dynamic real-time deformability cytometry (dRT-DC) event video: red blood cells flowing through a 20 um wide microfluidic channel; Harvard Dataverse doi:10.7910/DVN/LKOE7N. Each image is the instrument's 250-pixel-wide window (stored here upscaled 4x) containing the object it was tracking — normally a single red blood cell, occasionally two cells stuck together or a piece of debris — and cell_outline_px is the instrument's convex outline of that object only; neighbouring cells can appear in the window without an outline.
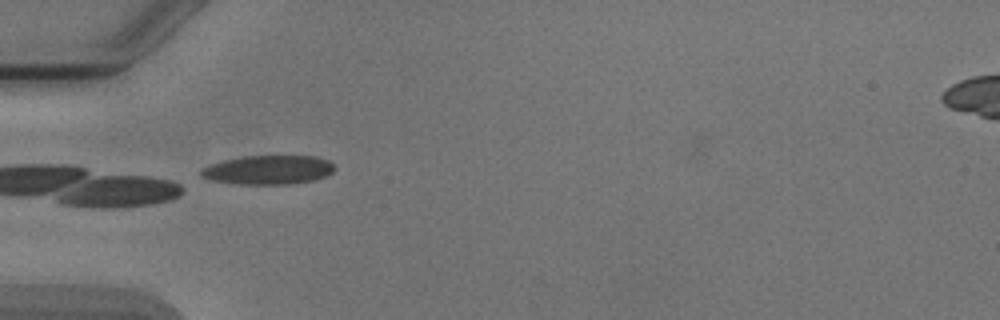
{"species": "Egyptian fruit bat (a non-hibernating species)", "species_latin": "Rousettus aegyptiacus", "temperature_condition": "cold", "stored_images_in_passage": 7, "camera_frame_rate_fps": 3000, "um_per_image_px": 0.085, "animal": {"sex": "male"}, "frame": {"image": 1, "passage_image": 4, "time_ms": 4.333, "image_size_px": [1000, 320], "cell_outline_px": [[336, 168], [332, 172], [324, 176], [312, 180], [292, 184], [240, 184], [212, 180], [200, 176], [200, 168], [208, 164], [224, 160], [244, 156], [316, 156], [328, 160]], "centroid_in_image_um": [22.77, 14.43], "position_along_channel_um": 62.2, "area_um2": 22.6}}
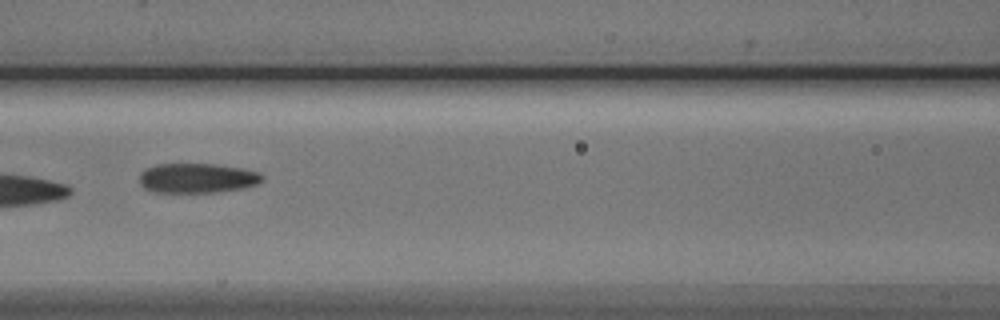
{"frame": {"image": 2, "passage_image": 6, "time_ms": 6.667, "image_size_px": [1000, 320], "cell_outline_px": [[264, 180], [256, 184], [244, 188], [216, 192], [156, 192], [144, 188], [140, 184], [140, 172], [156, 164], [220, 164], [244, 168], [260, 172], [264, 176]], "centroid_in_image_um": [16.81, 15.13], "position_along_channel_um": 149.8, "area_um2": 21.44}}
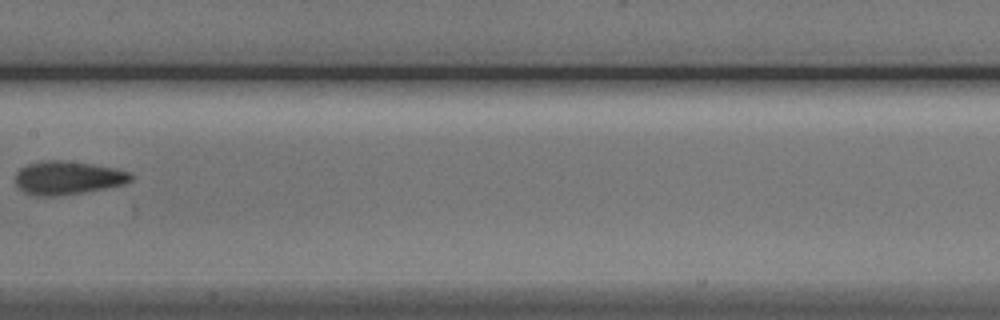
{"frame": {"image": 3, "passage_image": 7, "time_ms": 8.0, "image_size_px": [1000, 320], "cell_outline_px": [[132, 180], [124, 184], [84, 192], [52, 196], [36, 196], [24, 192], [16, 184], [16, 172], [20, 168], [28, 164], [44, 160], [56, 160], [88, 164], [112, 168], [128, 172], [132, 176]], "centroid_in_image_um": [5.71, 15.12], "position_along_channel_um": 201.7, "area_um2": 22.02}}